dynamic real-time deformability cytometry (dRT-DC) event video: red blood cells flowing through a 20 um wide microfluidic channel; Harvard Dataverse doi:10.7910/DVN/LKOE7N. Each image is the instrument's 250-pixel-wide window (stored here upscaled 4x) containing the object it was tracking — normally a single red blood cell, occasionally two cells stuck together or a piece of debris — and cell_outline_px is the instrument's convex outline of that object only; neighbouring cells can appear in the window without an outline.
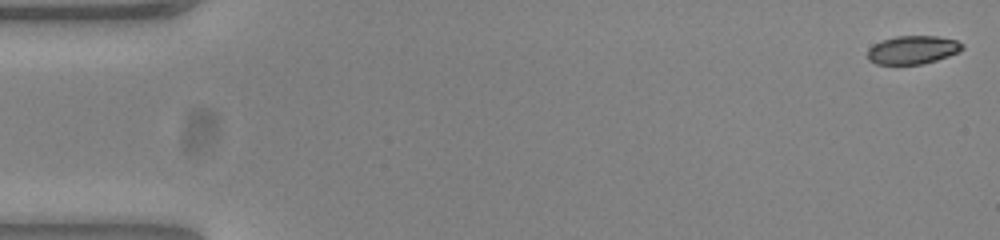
{"species": "common noctule bat (a hibernating species)", "species_latin": "Nyctalus noctula", "temperature_condition": "warm", "stored_images_in_passage": 53, "camera_frame_rate_fps": 3000, "um_per_image_px": 0.085, "animal": {"sex": "female", "body_mass_g": 23.0, "forearm_length_mm": 53.4}, "frame": {"image": 1, "passage_image": 1, "time_ms": 0.0, "image_size_px": [1000, 240], "cell_outline_px": [[964, 48], [960, 52], [936, 60], [920, 64], [876, 64], [868, 60], [868, 48], [872, 44], [896, 36], [936, 36], [956, 40], [964, 44]], "centroid_in_image_um": [77.58, 4.24], "position_along_channel_um": 7.4, "area_um2": 15.66}}
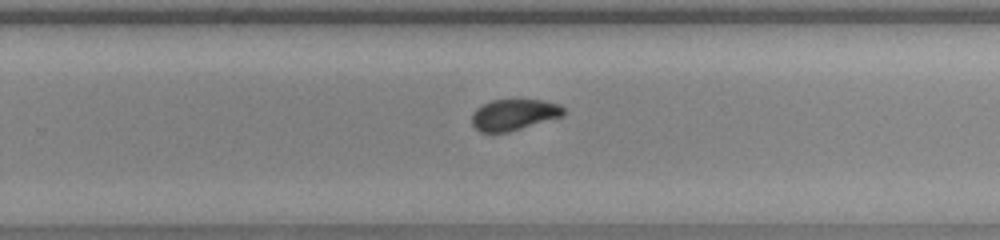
{"frame": {"image": 2, "passage_image": 34, "time_ms": 11.0, "image_size_px": [1000, 240], "cell_outline_px": [[564, 116], [508, 132], [480, 132], [472, 124], [472, 112], [476, 108], [492, 100], [544, 100], [560, 104], [564, 108]], "centroid_in_image_um": [43.7, 9.74], "position_along_channel_um": 286.1, "area_um2": 16.65}}
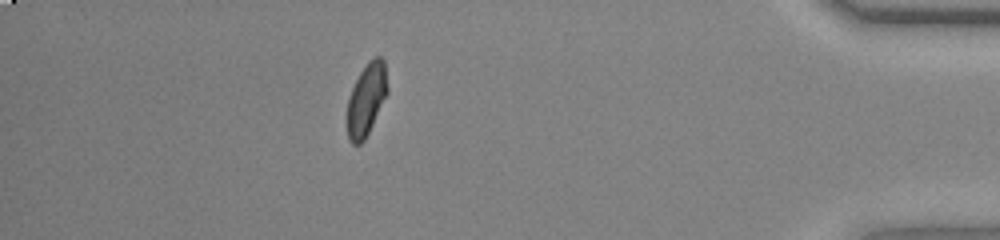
{"frame": {"image": 3, "passage_image": 47, "time_ms": 15.333, "image_size_px": [1000, 240], "cell_outline_px": [[388, 92], [364, 140], [360, 144], [352, 144], [348, 140], [348, 96], [360, 72], [368, 60], [376, 56], [380, 56], [384, 60], [388, 88]], "centroid_in_image_um": [31.15, 8.42], "position_along_channel_um": 404.1, "area_um2": 16.76}, "authors_computed_cell_mechanics": {"area_um2": 16.9932, "velocity_mm_per_s": 3.8543, "shape_relaxation_time_tau1_ms": 2.5197, "shape_relaxation_time_tau2_ms": 1.1774, "deformation_change_tau1": 0.1255, "deformation_change_tau2": 0.0516}}